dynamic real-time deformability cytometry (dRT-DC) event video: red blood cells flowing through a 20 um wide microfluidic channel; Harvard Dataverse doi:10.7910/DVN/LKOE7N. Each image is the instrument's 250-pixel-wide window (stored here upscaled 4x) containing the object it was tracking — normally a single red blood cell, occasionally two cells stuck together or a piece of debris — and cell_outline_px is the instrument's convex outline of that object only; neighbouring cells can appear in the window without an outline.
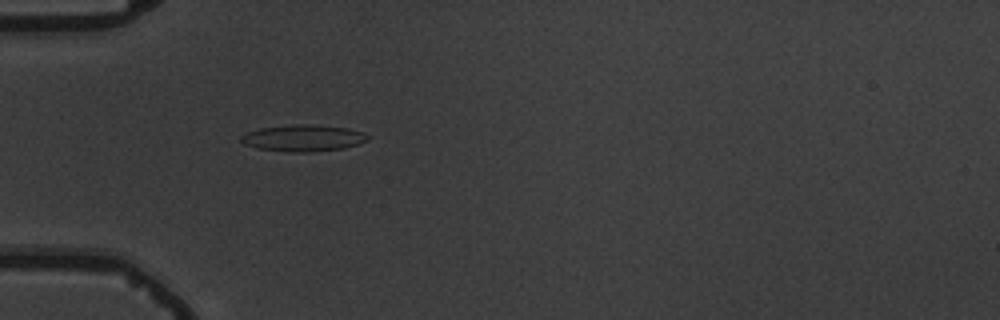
{"species": "common noctule bat (a hibernating species)", "species_latin": "Nyctalus noctula", "temperature_condition": "warm", "stored_images_in_passage": 4, "camera_frame_rate_fps": 3000, "um_per_image_px": 0.085, "animal": {"sex": "male", "body_mass_g": 19.5, "forearm_length_mm": 54.6}, "frame": {"image": 1, "passage_image": 4, "time_ms": 3.667, "image_size_px": [1000, 320], "cell_outline_px": [[368, 140], [360, 144], [344, 148], [312, 152], [292, 152], [256, 148], [244, 144], [240, 140], [240, 136], [248, 132], [260, 128], [296, 124], [308, 124], [348, 128], [364, 132], [368, 136]], "centroid_in_image_um": [25.79, 11.74], "position_along_channel_um": 59.2, "area_um2": 19.65}}